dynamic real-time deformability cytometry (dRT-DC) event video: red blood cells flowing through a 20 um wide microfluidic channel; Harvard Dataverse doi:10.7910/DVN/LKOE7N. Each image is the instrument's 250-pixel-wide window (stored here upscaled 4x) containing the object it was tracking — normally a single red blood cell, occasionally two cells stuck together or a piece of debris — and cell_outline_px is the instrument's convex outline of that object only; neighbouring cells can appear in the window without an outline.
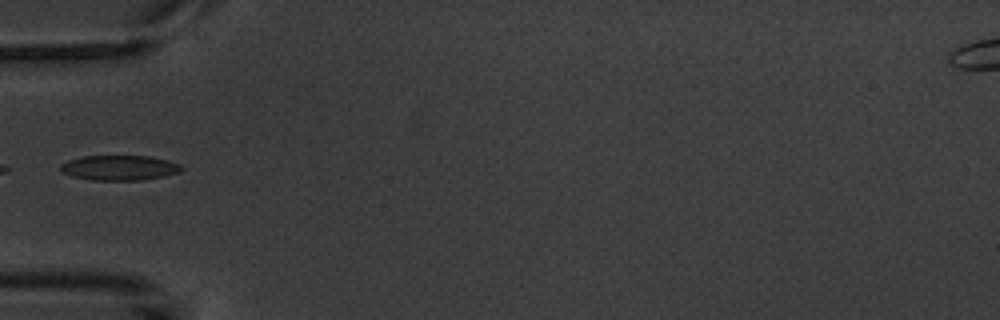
{"species": "common noctule bat (a hibernating species)", "species_latin": "Nyctalus noctula", "temperature_condition": "warm", "stored_images_in_passage": 5, "camera_frame_rate_fps": 3000, "um_per_image_px": 0.085, "animal": {"sex": "male", "body_mass_g": 20.1, "forearm_length_mm": 53.5}, "frame": {"image": 1, "passage_image": 5, "time_ms": 5.333, "image_size_px": [1000, 320], "cell_outline_px": [[184, 168], [180, 172], [164, 176], [140, 180], [92, 180], [72, 176], [60, 172], [60, 164], [68, 160], [84, 156], [148, 156], [168, 160], [180, 164]], "centroid_in_image_um": [10.14, 14.26], "position_along_channel_um": 74.9, "area_um2": 17.69}}